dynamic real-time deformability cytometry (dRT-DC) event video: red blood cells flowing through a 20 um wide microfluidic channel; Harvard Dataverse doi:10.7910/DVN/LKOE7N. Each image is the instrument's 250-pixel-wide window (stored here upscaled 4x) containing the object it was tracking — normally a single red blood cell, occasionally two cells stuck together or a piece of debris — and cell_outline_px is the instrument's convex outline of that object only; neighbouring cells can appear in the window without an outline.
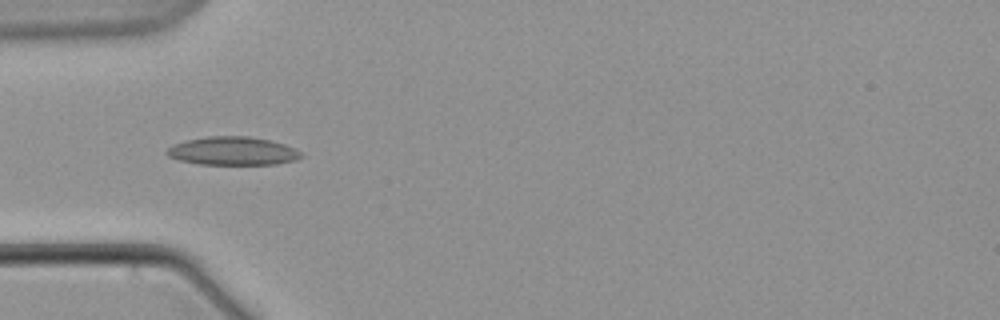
{"species": "common noctule bat (a hibernating species)", "species_latin": "Nyctalus noctula", "temperature_condition": "warm", "stored_images_in_passage": 7, "camera_frame_rate_fps": 3000, "um_per_image_px": 0.085, "animal": {"sex": "male", "body_mass_g": 21.5, "forearm_length_mm": 52.0}, "frame": {"image": 1, "passage_image": 5, "time_ms": 5.0, "image_size_px": [1000, 320], "cell_outline_px": [[304, 156], [296, 160], [276, 164], [200, 164], [180, 160], [168, 156], [164, 152], [172, 144], [184, 140], [208, 136], [248, 136], [268, 140], [284, 144], [296, 148]], "centroid_in_image_um": [19.77, 12.83], "position_along_channel_um": 65.2, "area_um2": 22.25}}
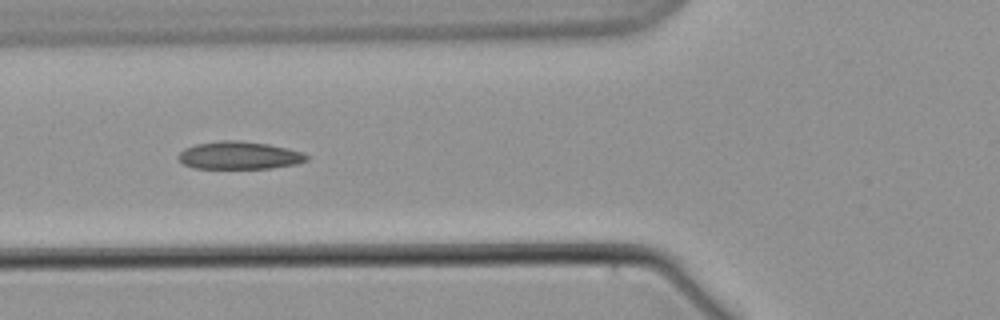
{"frame": {"image": 2, "passage_image": 6, "time_ms": 6.333, "image_size_px": [1000, 320], "cell_outline_px": [[308, 160], [296, 164], [272, 168], [192, 168], [184, 164], [176, 156], [184, 148], [196, 144], [220, 140], [236, 140], [268, 144], [288, 148], [304, 152], [308, 156]], "centroid_in_image_um": [20.34, 13.2], "position_along_channel_um": 105.5, "area_um2": 20.81}}
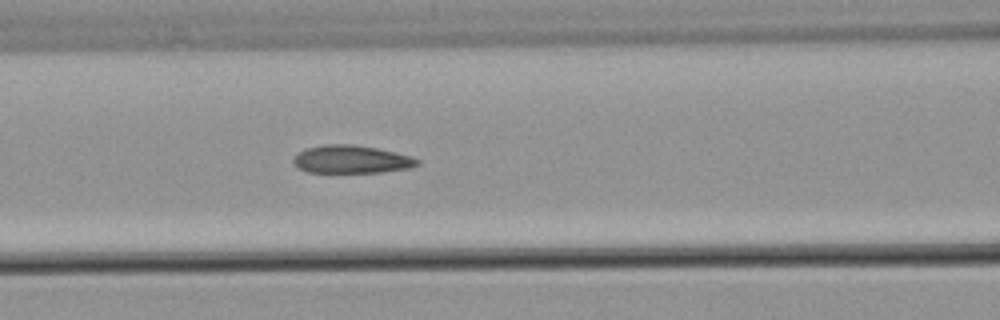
{"frame": {"image": 3, "passage_image": 7, "time_ms": 7.333, "image_size_px": [1000, 320], "cell_outline_px": [[420, 164], [408, 168], [380, 172], [308, 172], [296, 168], [292, 160], [300, 152], [308, 148], [328, 144], [348, 144], [376, 148], [412, 156], [420, 160]], "centroid_in_image_um": [29.88, 13.55], "position_along_channel_um": 136.7, "area_um2": 19.94}}